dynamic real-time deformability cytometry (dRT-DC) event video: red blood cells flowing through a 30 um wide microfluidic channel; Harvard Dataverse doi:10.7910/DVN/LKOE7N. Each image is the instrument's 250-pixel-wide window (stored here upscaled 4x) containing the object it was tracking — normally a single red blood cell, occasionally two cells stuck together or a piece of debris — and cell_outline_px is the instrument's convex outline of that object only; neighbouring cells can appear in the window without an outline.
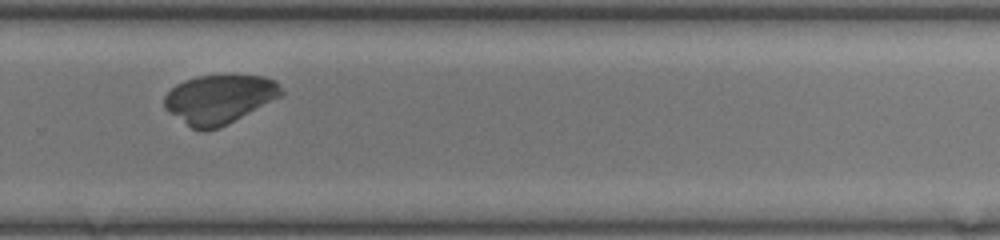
{"species": "common noctule bat (a hibernating species)", "species_latin": "Nyctalus noctula", "temperature_condition": "room temperature", "stored_images_in_passage": 26, "camera_frame_rate_fps": 3000, "um_per_image_px": 0.085, "animal": {"sex": "female", "body_mass_g": 17.0, "forearm_length_mm": 48.0}, "frame": {"image": 1, "passage_image": 19, "time_ms": 6.0, "image_size_px": [1000, 240], "cell_outline_px": [[284, 92], [280, 96], [228, 124], [220, 128], [204, 132], [192, 128], [168, 112], [164, 108], [164, 96], [176, 84], [184, 80], [196, 76], [264, 76], [276, 80]], "centroid_in_image_um": [18.61, 8.44], "position_along_channel_um": 311.2, "area_um2": 33.23}}
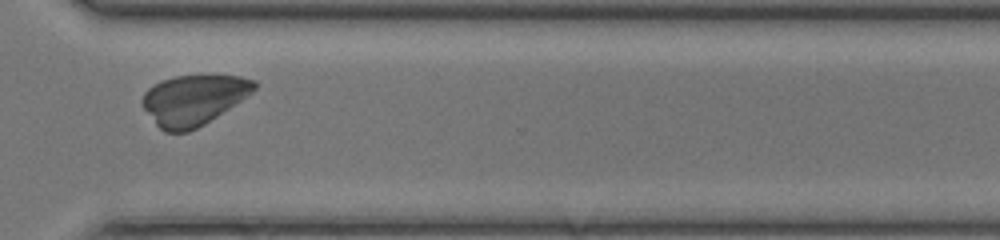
{"frame": {"image": 2, "passage_image": 22, "time_ms": 7.0, "image_size_px": [1000, 240], "cell_outline_px": [[260, 84], [248, 96], [204, 124], [188, 132], [164, 132], [156, 124], [140, 104], [140, 100], [144, 92], [148, 88], [160, 80], [172, 76], [240, 76], [256, 80]], "centroid_in_image_um": [16.44, 8.48], "position_along_channel_um": 354.2, "area_um2": 32.89}}